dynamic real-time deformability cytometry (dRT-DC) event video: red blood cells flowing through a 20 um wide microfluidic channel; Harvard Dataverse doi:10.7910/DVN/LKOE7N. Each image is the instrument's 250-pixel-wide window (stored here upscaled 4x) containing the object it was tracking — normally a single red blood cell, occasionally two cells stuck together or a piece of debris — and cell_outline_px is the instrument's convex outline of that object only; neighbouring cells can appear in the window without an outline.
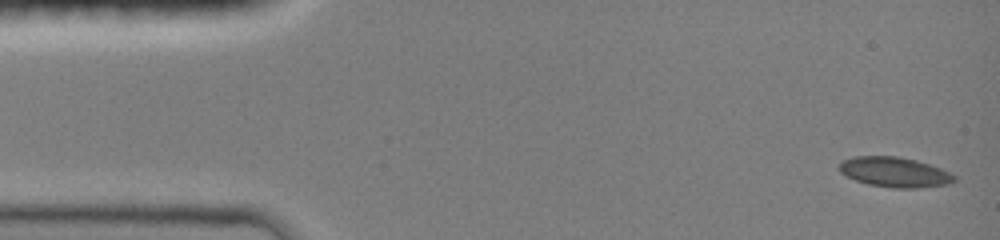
{"species": "common noctule bat (a hibernating species)", "species_latin": "Nyctalus noctula", "temperature_condition": "room temperature", "stored_images_in_passage": 42, "camera_frame_rate_fps": 3000, "um_per_image_px": 0.085, "animal": {"sex": "female", "body_mass_g": 19.0, "forearm_length_mm": 51.5}, "frame": {"image": 1, "passage_image": 1, "time_ms": 0.0, "image_size_px": [1000, 240], "cell_outline_px": [[956, 180], [948, 184], [920, 188], [892, 188], [868, 184], [856, 180], [840, 172], [840, 164], [844, 160], [852, 156], [896, 156], [916, 160], [940, 168], [956, 176]], "centroid_in_image_um": [76.06, 14.63], "position_along_channel_um": 8.9, "area_um2": 20.0}}
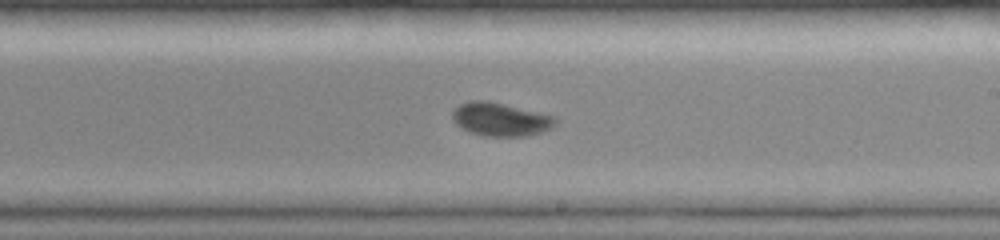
{"frame": {"image": 2, "passage_image": 23, "time_ms": 8.667, "image_size_px": [1000, 240], "cell_outline_px": [[560, 120], [552, 128], [540, 132], [524, 136], [484, 136], [468, 132], [456, 124], [452, 120], [452, 112], [460, 104], [468, 100], [488, 100], [556, 116]], "centroid_in_image_um": [42.55, 10.14], "position_along_channel_um": 246.4, "area_um2": 20.29}}
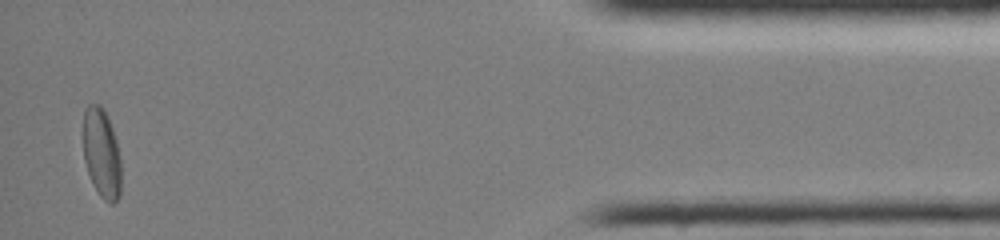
{"frame": {"image": 3, "passage_image": 40, "time_ms": 14.667, "image_size_px": [1000, 240], "cell_outline_px": [[120, 196], [112, 204], [108, 204], [100, 196], [88, 172], [84, 160], [84, 108], [88, 104], [100, 104], [104, 108], [108, 116], [116, 140], [120, 156]], "centroid_in_image_um": [8.65, 13.0], "position_along_channel_um": 426.6, "area_um2": 19.71}, "authors_computed_cell_mechanics": {"area_um2": 19.7098, "velocity_mm_per_s": 4.0439, "shape_relaxation_time_tau1_ms": 3.7581, "shape_relaxation_time_tau2_ms": null, "deformation_change_tau1": 0.0982, "deformation_change_tau2": null}}